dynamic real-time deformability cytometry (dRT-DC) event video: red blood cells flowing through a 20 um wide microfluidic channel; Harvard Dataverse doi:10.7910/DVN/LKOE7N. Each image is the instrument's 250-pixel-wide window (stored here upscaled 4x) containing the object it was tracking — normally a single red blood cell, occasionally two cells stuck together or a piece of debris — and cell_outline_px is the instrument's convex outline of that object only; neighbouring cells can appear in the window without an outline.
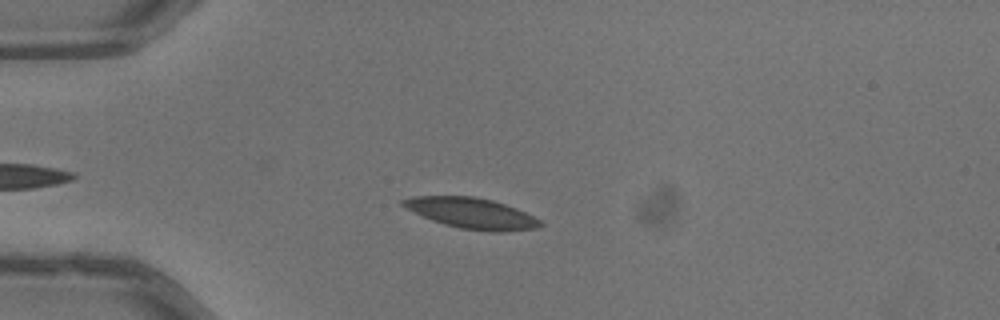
{"species": "common noctule bat (a hibernating species)", "species_latin": "Nyctalus noctula", "temperature_condition": "warm", "stored_images_in_passage": 37, "camera_frame_rate_fps": 3000, "um_per_image_px": 0.085, "animal": {"sex": "male", "body_mass_g": 13.3}, "frame": {"image": 1, "passage_image": 8, "time_ms": 2.333, "image_size_px": [1000, 320], "cell_outline_px": [[544, 224], [536, 228], [500, 232], [492, 232], [460, 228], [444, 224], [432, 220], [400, 204], [400, 200], [412, 196], [472, 196], [492, 200], [516, 208], [540, 220]], "centroid_in_image_um": [40.09, 18.12], "position_along_channel_um": 44.9, "area_um2": 24.22}}
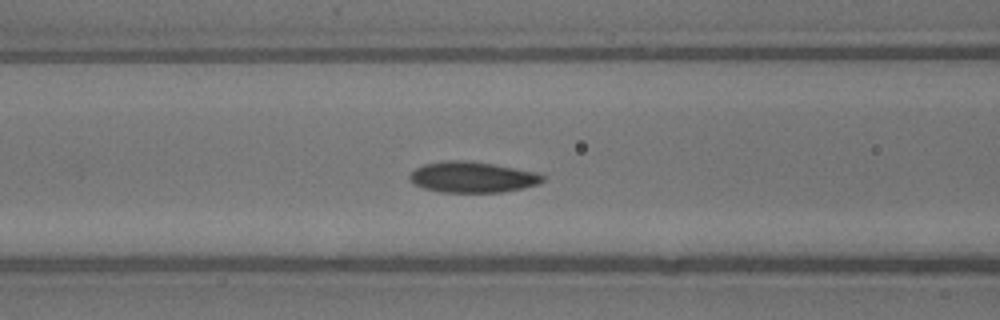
{"frame": {"image": 2, "passage_image": 16, "time_ms": 5.0, "image_size_px": [1000, 320], "cell_outline_px": [[548, 176], [540, 184], [524, 188], [504, 192], [440, 192], [424, 188], [408, 180], [408, 176], [416, 168], [424, 164], [444, 160], [464, 160], [492, 164], [536, 172]], "centroid_in_image_um": [40.18, 15.06], "position_along_channel_um": 126.4, "area_um2": 24.04}}
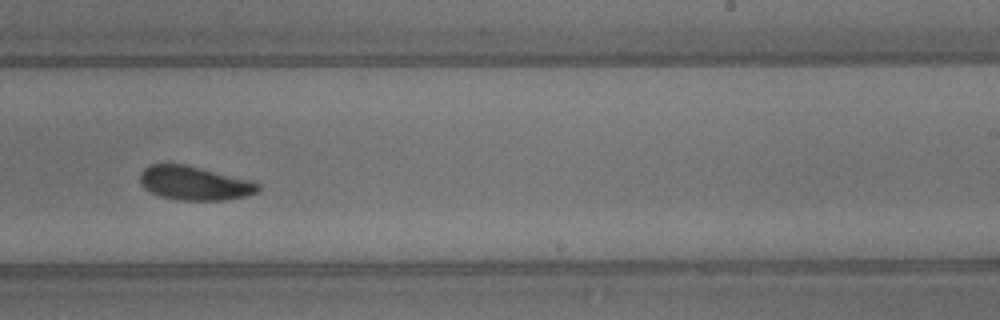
{"frame": {"image": 3, "passage_image": 27, "time_ms": 8.667, "image_size_px": [1000, 320], "cell_outline_px": [[260, 192], [244, 196], [224, 200], [180, 200], [160, 196], [144, 188], [140, 184], [140, 172], [144, 168], [152, 164], [184, 164], [252, 180], [260, 184]], "centroid_in_image_um": [16.54, 15.57], "position_along_channel_um": 272.5, "area_um2": 23.35}, "authors_computed_cell_mechanics": {"area_um2": 24.0448, "velocity_mm_per_s": 3.9916, "shape_relaxation_time_tau1_ms": 2.5159, "shape_relaxation_time_tau2_ms": 9.2995, "deformation_change_tau1": 0.0723, "deformation_change_tau2": 0.1387}}